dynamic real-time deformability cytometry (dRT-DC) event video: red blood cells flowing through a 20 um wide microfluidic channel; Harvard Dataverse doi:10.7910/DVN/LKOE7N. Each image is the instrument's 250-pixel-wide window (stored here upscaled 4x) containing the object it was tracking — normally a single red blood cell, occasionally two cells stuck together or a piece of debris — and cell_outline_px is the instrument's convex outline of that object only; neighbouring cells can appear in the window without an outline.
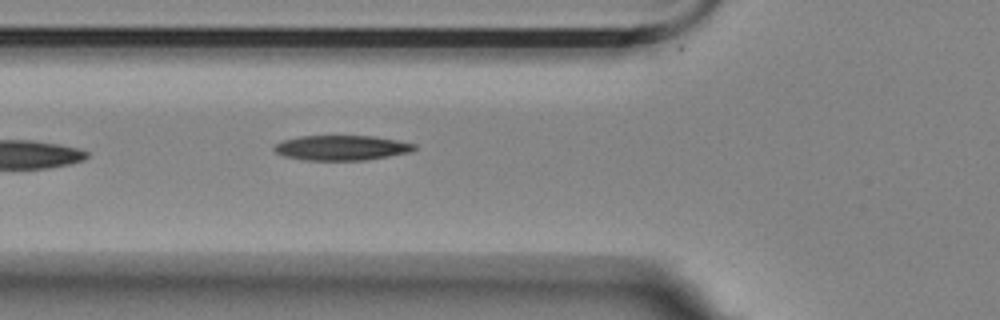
{"species": "Egyptian fruit bat (a non-hibernating species)", "species_latin": "Rousettus aegyptiacus", "temperature_condition": "room temperature", "stored_images_in_passage": 3, "camera_frame_rate_fps": 3000, "um_per_image_px": 0.085, "animal": {"sex": "female"}, "frame": {"image": 1, "passage_image": 3, "time_ms": 0.667, "image_size_px": [1000, 320], "cell_outline_px": [[416, 148], [412, 152], [364, 160], [304, 160], [284, 156], [276, 152], [272, 148], [280, 140], [300, 136], [372, 136], [396, 140], [416, 144]], "centroid_in_image_um": [29.01, 12.56], "position_along_channel_um": 96.8, "area_um2": 20.4}}